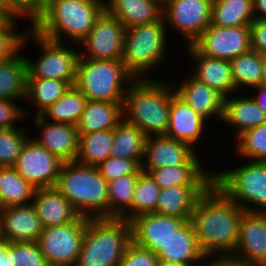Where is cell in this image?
I'll return each mask as SVG.
<instances>
[{
    "label": "cell",
    "mask_w": 266,
    "mask_h": 266,
    "mask_svg": "<svg viewBox=\"0 0 266 266\" xmlns=\"http://www.w3.org/2000/svg\"><path fill=\"white\" fill-rule=\"evenodd\" d=\"M244 212L213 183L199 197L190 221L205 256L234 254Z\"/></svg>",
    "instance_id": "cell-1"
},
{
    "label": "cell",
    "mask_w": 266,
    "mask_h": 266,
    "mask_svg": "<svg viewBox=\"0 0 266 266\" xmlns=\"http://www.w3.org/2000/svg\"><path fill=\"white\" fill-rule=\"evenodd\" d=\"M164 81V82H163ZM156 79H135L125 94L123 120L149 136H165L169 124L171 84Z\"/></svg>",
    "instance_id": "cell-2"
},
{
    "label": "cell",
    "mask_w": 266,
    "mask_h": 266,
    "mask_svg": "<svg viewBox=\"0 0 266 266\" xmlns=\"http://www.w3.org/2000/svg\"><path fill=\"white\" fill-rule=\"evenodd\" d=\"M104 10L87 0H46L40 15L28 26L50 40L64 42L68 37L71 45L80 46Z\"/></svg>",
    "instance_id": "cell-3"
},
{
    "label": "cell",
    "mask_w": 266,
    "mask_h": 266,
    "mask_svg": "<svg viewBox=\"0 0 266 266\" xmlns=\"http://www.w3.org/2000/svg\"><path fill=\"white\" fill-rule=\"evenodd\" d=\"M55 188L80 216L109 217L108 183L97 167L77 161L63 162Z\"/></svg>",
    "instance_id": "cell-4"
},
{
    "label": "cell",
    "mask_w": 266,
    "mask_h": 266,
    "mask_svg": "<svg viewBox=\"0 0 266 266\" xmlns=\"http://www.w3.org/2000/svg\"><path fill=\"white\" fill-rule=\"evenodd\" d=\"M132 242L131 224L124 218H88L75 266H119Z\"/></svg>",
    "instance_id": "cell-5"
},
{
    "label": "cell",
    "mask_w": 266,
    "mask_h": 266,
    "mask_svg": "<svg viewBox=\"0 0 266 266\" xmlns=\"http://www.w3.org/2000/svg\"><path fill=\"white\" fill-rule=\"evenodd\" d=\"M166 30L164 19L126 29L122 62L135 79H152L147 75L165 62L169 47Z\"/></svg>",
    "instance_id": "cell-6"
},
{
    "label": "cell",
    "mask_w": 266,
    "mask_h": 266,
    "mask_svg": "<svg viewBox=\"0 0 266 266\" xmlns=\"http://www.w3.org/2000/svg\"><path fill=\"white\" fill-rule=\"evenodd\" d=\"M134 80L122 60L79 58L74 86L89 101L123 103L128 87Z\"/></svg>",
    "instance_id": "cell-7"
},
{
    "label": "cell",
    "mask_w": 266,
    "mask_h": 266,
    "mask_svg": "<svg viewBox=\"0 0 266 266\" xmlns=\"http://www.w3.org/2000/svg\"><path fill=\"white\" fill-rule=\"evenodd\" d=\"M244 163L237 168L213 170V184L245 211L266 213V162Z\"/></svg>",
    "instance_id": "cell-8"
},
{
    "label": "cell",
    "mask_w": 266,
    "mask_h": 266,
    "mask_svg": "<svg viewBox=\"0 0 266 266\" xmlns=\"http://www.w3.org/2000/svg\"><path fill=\"white\" fill-rule=\"evenodd\" d=\"M21 40L20 50L27 42L34 40L39 45L41 55L36 61L25 56L27 63V78H51L66 81L73 86L76 80V68L80 57L79 50H75L64 42L50 40L37 33L30 26L25 30ZM67 44V45H66Z\"/></svg>",
    "instance_id": "cell-9"
},
{
    "label": "cell",
    "mask_w": 266,
    "mask_h": 266,
    "mask_svg": "<svg viewBox=\"0 0 266 266\" xmlns=\"http://www.w3.org/2000/svg\"><path fill=\"white\" fill-rule=\"evenodd\" d=\"M87 217L42 229L37 240L49 266H75L86 231Z\"/></svg>",
    "instance_id": "cell-10"
},
{
    "label": "cell",
    "mask_w": 266,
    "mask_h": 266,
    "mask_svg": "<svg viewBox=\"0 0 266 266\" xmlns=\"http://www.w3.org/2000/svg\"><path fill=\"white\" fill-rule=\"evenodd\" d=\"M126 28L123 23L104 10L95 25L79 43L84 46L79 58L92 60H122ZM87 51V52H86ZM85 54V55H84Z\"/></svg>",
    "instance_id": "cell-11"
},
{
    "label": "cell",
    "mask_w": 266,
    "mask_h": 266,
    "mask_svg": "<svg viewBox=\"0 0 266 266\" xmlns=\"http://www.w3.org/2000/svg\"><path fill=\"white\" fill-rule=\"evenodd\" d=\"M213 0H165L163 19L167 27L183 35L191 45L209 26ZM168 25V26H167Z\"/></svg>",
    "instance_id": "cell-12"
},
{
    "label": "cell",
    "mask_w": 266,
    "mask_h": 266,
    "mask_svg": "<svg viewBox=\"0 0 266 266\" xmlns=\"http://www.w3.org/2000/svg\"><path fill=\"white\" fill-rule=\"evenodd\" d=\"M63 162L32 138H28L13 168L36 188L55 187Z\"/></svg>",
    "instance_id": "cell-13"
},
{
    "label": "cell",
    "mask_w": 266,
    "mask_h": 266,
    "mask_svg": "<svg viewBox=\"0 0 266 266\" xmlns=\"http://www.w3.org/2000/svg\"><path fill=\"white\" fill-rule=\"evenodd\" d=\"M191 45L202 55L230 61L251 50L250 27L210 25Z\"/></svg>",
    "instance_id": "cell-14"
},
{
    "label": "cell",
    "mask_w": 266,
    "mask_h": 266,
    "mask_svg": "<svg viewBox=\"0 0 266 266\" xmlns=\"http://www.w3.org/2000/svg\"><path fill=\"white\" fill-rule=\"evenodd\" d=\"M198 153L187 143L166 136H149L145 142L141 170L148 173L162 167L202 164Z\"/></svg>",
    "instance_id": "cell-15"
},
{
    "label": "cell",
    "mask_w": 266,
    "mask_h": 266,
    "mask_svg": "<svg viewBox=\"0 0 266 266\" xmlns=\"http://www.w3.org/2000/svg\"><path fill=\"white\" fill-rule=\"evenodd\" d=\"M185 222L156 212L137 216L130 221L132 242L157 254Z\"/></svg>",
    "instance_id": "cell-16"
},
{
    "label": "cell",
    "mask_w": 266,
    "mask_h": 266,
    "mask_svg": "<svg viewBox=\"0 0 266 266\" xmlns=\"http://www.w3.org/2000/svg\"><path fill=\"white\" fill-rule=\"evenodd\" d=\"M232 256L252 266H266V213L244 212Z\"/></svg>",
    "instance_id": "cell-17"
},
{
    "label": "cell",
    "mask_w": 266,
    "mask_h": 266,
    "mask_svg": "<svg viewBox=\"0 0 266 266\" xmlns=\"http://www.w3.org/2000/svg\"><path fill=\"white\" fill-rule=\"evenodd\" d=\"M33 124L40 128L37 143L56 155L62 162L75 161L79 150V133L72 124L52 122L41 115L33 117Z\"/></svg>",
    "instance_id": "cell-18"
},
{
    "label": "cell",
    "mask_w": 266,
    "mask_h": 266,
    "mask_svg": "<svg viewBox=\"0 0 266 266\" xmlns=\"http://www.w3.org/2000/svg\"><path fill=\"white\" fill-rule=\"evenodd\" d=\"M0 227L3 240L14 242H37L43 226L32 203L0 209Z\"/></svg>",
    "instance_id": "cell-19"
},
{
    "label": "cell",
    "mask_w": 266,
    "mask_h": 266,
    "mask_svg": "<svg viewBox=\"0 0 266 266\" xmlns=\"http://www.w3.org/2000/svg\"><path fill=\"white\" fill-rule=\"evenodd\" d=\"M207 121L199 116L182 98L171 83L169 124L165 136L189 144L193 149L205 131Z\"/></svg>",
    "instance_id": "cell-20"
},
{
    "label": "cell",
    "mask_w": 266,
    "mask_h": 266,
    "mask_svg": "<svg viewBox=\"0 0 266 266\" xmlns=\"http://www.w3.org/2000/svg\"><path fill=\"white\" fill-rule=\"evenodd\" d=\"M185 52L196 63L191 69V75L206 84L223 98L236 94L231 65L228 60L212 58L200 54L192 45H185ZM234 93V94H233Z\"/></svg>",
    "instance_id": "cell-21"
},
{
    "label": "cell",
    "mask_w": 266,
    "mask_h": 266,
    "mask_svg": "<svg viewBox=\"0 0 266 266\" xmlns=\"http://www.w3.org/2000/svg\"><path fill=\"white\" fill-rule=\"evenodd\" d=\"M184 77L181 84L172 82L176 94L206 121L215 117L222 122L224 98L192 75Z\"/></svg>",
    "instance_id": "cell-22"
},
{
    "label": "cell",
    "mask_w": 266,
    "mask_h": 266,
    "mask_svg": "<svg viewBox=\"0 0 266 266\" xmlns=\"http://www.w3.org/2000/svg\"><path fill=\"white\" fill-rule=\"evenodd\" d=\"M43 228L73 222L79 214L55 187L36 188L32 200Z\"/></svg>",
    "instance_id": "cell-23"
},
{
    "label": "cell",
    "mask_w": 266,
    "mask_h": 266,
    "mask_svg": "<svg viewBox=\"0 0 266 266\" xmlns=\"http://www.w3.org/2000/svg\"><path fill=\"white\" fill-rule=\"evenodd\" d=\"M224 98L222 122L234 131L235 140L245 131L266 124V113L245 94L242 97ZM246 96V97H245ZM236 132V133H235Z\"/></svg>",
    "instance_id": "cell-24"
},
{
    "label": "cell",
    "mask_w": 266,
    "mask_h": 266,
    "mask_svg": "<svg viewBox=\"0 0 266 266\" xmlns=\"http://www.w3.org/2000/svg\"><path fill=\"white\" fill-rule=\"evenodd\" d=\"M160 261L200 265L205 258L192 222L186 221L157 253ZM197 262V263H195Z\"/></svg>",
    "instance_id": "cell-25"
},
{
    "label": "cell",
    "mask_w": 266,
    "mask_h": 266,
    "mask_svg": "<svg viewBox=\"0 0 266 266\" xmlns=\"http://www.w3.org/2000/svg\"><path fill=\"white\" fill-rule=\"evenodd\" d=\"M209 186H172L160 189L156 213L189 221L199 197Z\"/></svg>",
    "instance_id": "cell-26"
},
{
    "label": "cell",
    "mask_w": 266,
    "mask_h": 266,
    "mask_svg": "<svg viewBox=\"0 0 266 266\" xmlns=\"http://www.w3.org/2000/svg\"><path fill=\"white\" fill-rule=\"evenodd\" d=\"M106 10L126 29L163 19L162 0H111Z\"/></svg>",
    "instance_id": "cell-27"
},
{
    "label": "cell",
    "mask_w": 266,
    "mask_h": 266,
    "mask_svg": "<svg viewBox=\"0 0 266 266\" xmlns=\"http://www.w3.org/2000/svg\"><path fill=\"white\" fill-rule=\"evenodd\" d=\"M204 168L202 164H181L152 169L148 173L161 189L172 186H210L213 183V170L211 172Z\"/></svg>",
    "instance_id": "cell-28"
},
{
    "label": "cell",
    "mask_w": 266,
    "mask_h": 266,
    "mask_svg": "<svg viewBox=\"0 0 266 266\" xmlns=\"http://www.w3.org/2000/svg\"><path fill=\"white\" fill-rule=\"evenodd\" d=\"M122 104L87 100L76 125L79 135L114 129L123 120Z\"/></svg>",
    "instance_id": "cell-29"
},
{
    "label": "cell",
    "mask_w": 266,
    "mask_h": 266,
    "mask_svg": "<svg viewBox=\"0 0 266 266\" xmlns=\"http://www.w3.org/2000/svg\"><path fill=\"white\" fill-rule=\"evenodd\" d=\"M24 50L0 62V100L25 101L27 92V63Z\"/></svg>",
    "instance_id": "cell-30"
},
{
    "label": "cell",
    "mask_w": 266,
    "mask_h": 266,
    "mask_svg": "<svg viewBox=\"0 0 266 266\" xmlns=\"http://www.w3.org/2000/svg\"><path fill=\"white\" fill-rule=\"evenodd\" d=\"M255 19L253 0H213L210 25L249 26Z\"/></svg>",
    "instance_id": "cell-31"
},
{
    "label": "cell",
    "mask_w": 266,
    "mask_h": 266,
    "mask_svg": "<svg viewBox=\"0 0 266 266\" xmlns=\"http://www.w3.org/2000/svg\"><path fill=\"white\" fill-rule=\"evenodd\" d=\"M147 136L137 126L122 120L114 128L110 157L136 160L142 164Z\"/></svg>",
    "instance_id": "cell-32"
},
{
    "label": "cell",
    "mask_w": 266,
    "mask_h": 266,
    "mask_svg": "<svg viewBox=\"0 0 266 266\" xmlns=\"http://www.w3.org/2000/svg\"><path fill=\"white\" fill-rule=\"evenodd\" d=\"M114 129L100 130L79 135V150L76 160L83 165L97 167L110 157Z\"/></svg>",
    "instance_id": "cell-33"
},
{
    "label": "cell",
    "mask_w": 266,
    "mask_h": 266,
    "mask_svg": "<svg viewBox=\"0 0 266 266\" xmlns=\"http://www.w3.org/2000/svg\"><path fill=\"white\" fill-rule=\"evenodd\" d=\"M35 188L13 167H0V209L32 203Z\"/></svg>",
    "instance_id": "cell-34"
},
{
    "label": "cell",
    "mask_w": 266,
    "mask_h": 266,
    "mask_svg": "<svg viewBox=\"0 0 266 266\" xmlns=\"http://www.w3.org/2000/svg\"><path fill=\"white\" fill-rule=\"evenodd\" d=\"M70 88L66 81L51 78H27L26 100L33 101L35 113L40 116ZM37 106V107H36Z\"/></svg>",
    "instance_id": "cell-35"
},
{
    "label": "cell",
    "mask_w": 266,
    "mask_h": 266,
    "mask_svg": "<svg viewBox=\"0 0 266 266\" xmlns=\"http://www.w3.org/2000/svg\"><path fill=\"white\" fill-rule=\"evenodd\" d=\"M87 98L74 85L41 116L52 122L77 125L84 111Z\"/></svg>",
    "instance_id": "cell-36"
},
{
    "label": "cell",
    "mask_w": 266,
    "mask_h": 266,
    "mask_svg": "<svg viewBox=\"0 0 266 266\" xmlns=\"http://www.w3.org/2000/svg\"><path fill=\"white\" fill-rule=\"evenodd\" d=\"M138 176L125 175L108 182L109 217L132 220V202Z\"/></svg>",
    "instance_id": "cell-37"
},
{
    "label": "cell",
    "mask_w": 266,
    "mask_h": 266,
    "mask_svg": "<svg viewBox=\"0 0 266 266\" xmlns=\"http://www.w3.org/2000/svg\"><path fill=\"white\" fill-rule=\"evenodd\" d=\"M229 62L237 92H241L240 89H250L261 84L263 72L260 53L250 50Z\"/></svg>",
    "instance_id": "cell-38"
},
{
    "label": "cell",
    "mask_w": 266,
    "mask_h": 266,
    "mask_svg": "<svg viewBox=\"0 0 266 266\" xmlns=\"http://www.w3.org/2000/svg\"><path fill=\"white\" fill-rule=\"evenodd\" d=\"M160 187L149 173L140 171L132 202V219L149 213H155Z\"/></svg>",
    "instance_id": "cell-39"
},
{
    "label": "cell",
    "mask_w": 266,
    "mask_h": 266,
    "mask_svg": "<svg viewBox=\"0 0 266 266\" xmlns=\"http://www.w3.org/2000/svg\"><path fill=\"white\" fill-rule=\"evenodd\" d=\"M234 142L241 158L266 162V124L245 131Z\"/></svg>",
    "instance_id": "cell-40"
},
{
    "label": "cell",
    "mask_w": 266,
    "mask_h": 266,
    "mask_svg": "<svg viewBox=\"0 0 266 266\" xmlns=\"http://www.w3.org/2000/svg\"><path fill=\"white\" fill-rule=\"evenodd\" d=\"M18 127V128H17ZM27 127L0 129V167H13L27 142ZM28 136V137H27Z\"/></svg>",
    "instance_id": "cell-41"
},
{
    "label": "cell",
    "mask_w": 266,
    "mask_h": 266,
    "mask_svg": "<svg viewBox=\"0 0 266 266\" xmlns=\"http://www.w3.org/2000/svg\"><path fill=\"white\" fill-rule=\"evenodd\" d=\"M10 266H49L37 242L10 243Z\"/></svg>",
    "instance_id": "cell-42"
},
{
    "label": "cell",
    "mask_w": 266,
    "mask_h": 266,
    "mask_svg": "<svg viewBox=\"0 0 266 266\" xmlns=\"http://www.w3.org/2000/svg\"><path fill=\"white\" fill-rule=\"evenodd\" d=\"M102 178L108 183L125 175H139L141 165L136 160L108 157L97 166Z\"/></svg>",
    "instance_id": "cell-43"
},
{
    "label": "cell",
    "mask_w": 266,
    "mask_h": 266,
    "mask_svg": "<svg viewBox=\"0 0 266 266\" xmlns=\"http://www.w3.org/2000/svg\"><path fill=\"white\" fill-rule=\"evenodd\" d=\"M18 19L13 17L0 29V62L8 60L20 50L24 32H19L18 27H16Z\"/></svg>",
    "instance_id": "cell-44"
},
{
    "label": "cell",
    "mask_w": 266,
    "mask_h": 266,
    "mask_svg": "<svg viewBox=\"0 0 266 266\" xmlns=\"http://www.w3.org/2000/svg\"><path fill=\"white\" fill-rule=\"evenodd\" d=\"M42 0H0V5L12 16L22 18L30 25L40 15L43 8Z\"/></svg>",
    "instance_id": "cell-45"
},
{
    "label": "cell",
    "mask_w": 266,
    "mask_h": 266,
    "mask_svg": "<svg viewBox=\"0 0 266 266\" xmlns=\"http://www.w3.org/2000/svg\"><path fill=\"white\" fill-rule=\"evenodd\" d=\"M157 254L131 242L125 249L119 266H158Z\"/></svg>",
    "instance_id": "cell-46"
},
{
    "label": "cell",
    "mask_w": 266,
    "mask_h": 266,
    "mask_svg": "<svg viewBox=\"0 0 266 266\" xmlns=\"http://www.w3.org/2000/svg\"><path fill=\"white\" fill-rule=\"evenodd\" d=\"M17 104L15 100H0V129L16 127V122L30 116L26 109Z\"/></svg>",
    "instance_id": "cell-47"
},
{
    "label": "cell",
    "mask_w": 266,
    "mask_h": 266,
    "mask_svg": "<svg viewBox=\"0 0 266 266\" xmlns=\"http://www.w3.org/2000/svg\"><path fill=\"white\" fill-rule=\"evenodd\" d=\"M250 27L251 50L266 54V21L254 19Z\"/></svg>",
    "instance_id": "cell-48"
},
{
    "label": "cell",
    "mask_w": 266,
    "mask_h": 266,
    "mask_svg": "<svg viewBox=\"0 0 266 266\" xmlns=\"http://www.w3.org/2000/svg\"><path fill=\"white\" fill-rule=\"evenodd\" d=\"M215 258V259H214ZM199 266H252L233 256H205Z\"/></svg>",
    "instance_id": "cell-49"
},
{
    "label": "cell",
    "mask_w": 266,
    "mask_h": 266,
    "mask_svg": "<svg viewBox=\"0 0 266 266\" xmlns=\"http://www.w3.org/2000/svg\"><path fill=\"white\" fill-rule=\"evenodd\" d=\"M254 91V95H250L251 98L256 102L257 106H259L266 113V88L259 85L250 88L248 91Z\"/></svg>",
    "instance_id": "cell-50"
},
{
    "label": "cell",
    "mask_w": 266,
    "mask_h": 266,
    "mask_svg": "<svg viewBox=\"0 0 266 266\" xmlns=\"http://www.w3.org/2000/svg\"><path fill=\"white\" fill-rule=\"evenodd\" d=\"M0 266H10V243L4 240L0 243Z\"/></svg>",
    "instance_id": "cell-51"
},
{
    "label": "cell",
    "mask_w": 266,
    "mask_h": 266,
    "mask_svg": "<svg viewBox=\"0 0 266 266\" xmlns=\"http://www.w3.org/2000/svg\"><path fill=\"white\" fill-rule=\"evenodd\" d=\"M255 19L266 21V0H253Z\"/></svg>",
    "instance_id": "cell-52"
},
{
    "label": "cell",
    "mask_w": 266,
    "mask_h": 266,
    "mask_svg": "<svg viewBox=\"0 0 266 266\" xmlns=\"http://www.w3.org/2000/svg\"><path fill=\"white\" fill-rule=\"evenodd\" d=\"M13 17L0 5V29H2Z\"/></svg>",
    "instance_id": "cell-53"
},
{
    "label": "cell",
    "mask_w": 266,
    "mask_h": 266,
    "mask_svg": "<svg viewBox=\"0 0 266 266\" xmlns=\"http://www.w3.org/2000/svg\"><path fill=\"white\" fill-rule=\"evenodd\" d=\"M262 72L263 76L260 85L266 88V54L262 55Z\"/></svg>",
    "instance_id": "cell-54"
},
{
    "label": "cell",
    "mask_w": 266,
    "mask_h": 266,
    "mask_svg": "<svg viewBox=\"0 0 266 266\" xmlns=\"http://www.w3.org/2000/svg\"><path fill=\"white\" fill-rule=\"evenodd\" d=\"M158 266H199V265H191V264H183V263H174V262H167V261H160Z\"/></svg>",
    "instance_id": "cell-55"
},
{
    "label": "cell",
    "mask_w": 266,
    "mask_h": 266,
    "mask_svg": "<svg viewBox=\"0 0 266 266\" xmlns=\"http://www.w3.org/2000/svg\"><path fill=\"white\" fill-rule=\"evenodd\" d=\"M87 1H91L106 10L111 0H87Z\"/></svg>",
    "instance_id": "cell-56"
},
{
    "label": "cell",
    "mask_w": 266,
    "mask_h": 266,
    "mask_svg": "<svg viewBox=\"0 0 266 266\" xmlns=\"http://www.w3.org/2000/svg\"><path fill=\"white\" fill-rule=\"evenodd\" d=\"M3 241V237H2V232H1V227H0V243Z\"/></svg>",
    "instance_id": "cell-57"
}]
</instances>
